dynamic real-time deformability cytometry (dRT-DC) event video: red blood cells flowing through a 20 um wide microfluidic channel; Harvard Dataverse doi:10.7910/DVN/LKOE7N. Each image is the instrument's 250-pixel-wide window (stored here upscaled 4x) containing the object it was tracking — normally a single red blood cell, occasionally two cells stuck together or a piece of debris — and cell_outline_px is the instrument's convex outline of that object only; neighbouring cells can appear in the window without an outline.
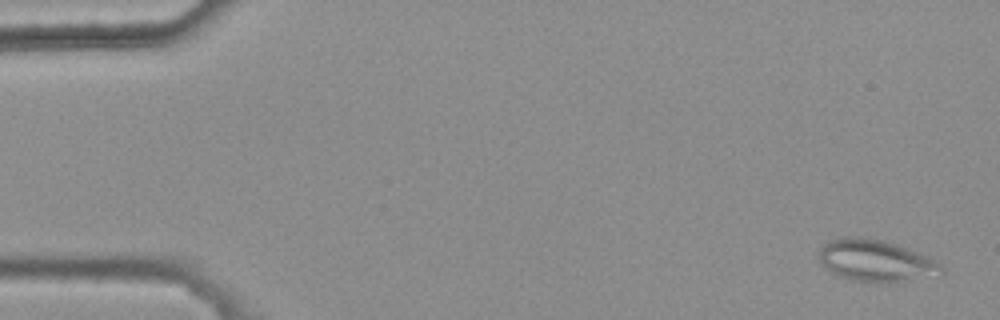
{"species": "common noctule bat (a hibernating species)", "species_latin": "Nyctalus noctula", "temperature_condition": "warm", "stored_images_in_passage": 4, "camera_frame_rate_fps": 3000, "um_per_image_px": 0.085, "animal": {"sex": "female", "body_mass_g": 25.1}, "frame": {"image": 1, "passage_image": 1, "time_ms": 0.0, "image_size_px": [1000, 320], "cell_outline_px": [[944, 272], [884, 284], [876, 284], [852, 280], [836, 276], [824, 268], [820, 260], [820, 248], [828, 240], [840, 236], [864, 236], [884, 240], [896, 244], [916, 252], [940, 264], [944, 268]], "centroid_in_image_um": [74.32, 22.15], "position_along_channel_um": 10.7, "area_um2": 29.88}}